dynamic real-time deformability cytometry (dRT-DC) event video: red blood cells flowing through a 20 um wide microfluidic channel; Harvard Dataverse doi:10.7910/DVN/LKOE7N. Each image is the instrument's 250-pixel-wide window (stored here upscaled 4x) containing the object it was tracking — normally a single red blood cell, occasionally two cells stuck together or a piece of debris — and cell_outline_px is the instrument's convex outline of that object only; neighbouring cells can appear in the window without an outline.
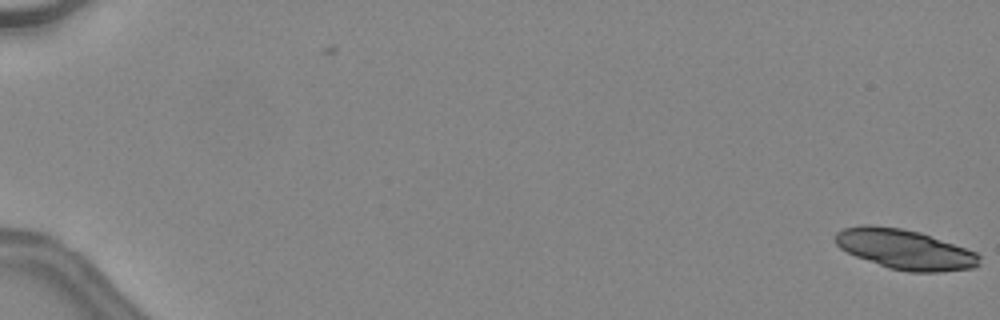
{"species": "common noctule bat (a hibernating species)", "species_latin": "Nyctalus noctula", "temperature_condition": "warm", "stored_images_in_passage": 2, "camera_frame_rate_fps": 3000, "um_per_image_px": 0.085, "animal": {"sex": "female", "body_mass_g": 24.6, "forearm_length_mm": 56.2}, "frame": {"image": 1, "passage_image": 2, "time_ms": 0.333, "image_size_px": [1000, 320], "cell_outline_px": [[980, 264], [972, 268], [940, 272], [908, 272], [888, 268], [856, 256], [840, 248], [836, 244], [836, 232], [844, 228], [864, 224], [868, 224], [900, 228], [920, 232], [976, 252], [980, 256]], "centroid_in_image_um": [76.91, 21.2], "position_along_channel_um": 8.1, "area_um2": 33.35}}